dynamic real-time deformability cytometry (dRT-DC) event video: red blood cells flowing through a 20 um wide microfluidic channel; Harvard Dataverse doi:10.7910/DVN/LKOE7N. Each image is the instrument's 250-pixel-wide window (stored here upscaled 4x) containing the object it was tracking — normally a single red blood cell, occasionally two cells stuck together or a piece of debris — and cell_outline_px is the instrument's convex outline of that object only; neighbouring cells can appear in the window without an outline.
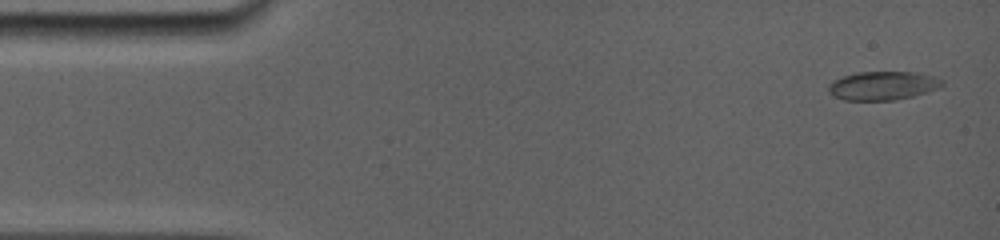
{"species": "common noctule bat (a hibernating species)", "species_latin": "Nyctalus noctula", "temperature_condition": "room temperature", "stored_images_in_passage": 7, "camera_frame_rate_fps": 5000, "um_per_image_px": 0.085, "animal": {"sex": "female", "body_mass_g": 19.0, "forearm_length_mm": 56.7}, "frame": {"image": 1, "passage_image": 1, "time_ms": 0.0, "image_size_px": [1000, 240], "cell_outline_px": [[944, 84], [940, 88], [912, 96], [896, 100], [844, 100], [828, 92], [828, 84], [844, 76], [856, 72], [916, 72], [932, 76], [944, 80]], "centroid_in_image_um": [75.07, 7.28], "position_along_channel_um": 9.9, "area_um2": 18.9}}
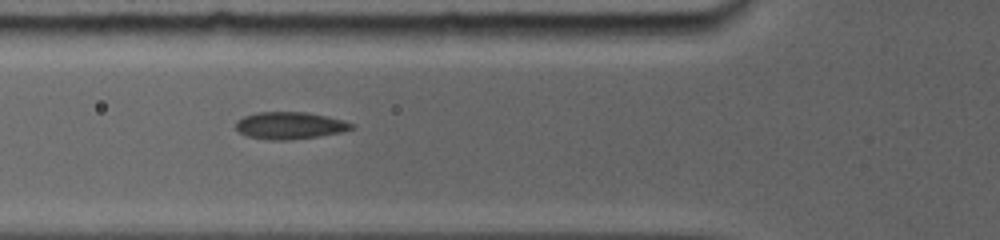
{"frame": {"image": 2, "passage_image": 6, "time_ms": 5.2, "image_size_px": [1000, 240], "cell_outline_px": [[356, 128], [340, 132], [316, 136], [288, 140], [272, 140], [248, 136], [240, 132], [236, 128], [236, 120], [244, 116], [256, 112], [308, 112], [328, 116], [344, 120], [356, 124]], "centroid_in_image_um": [24.67, 10.65], "position_along_channel_um": 101.1, "area_um2": 18.32}}
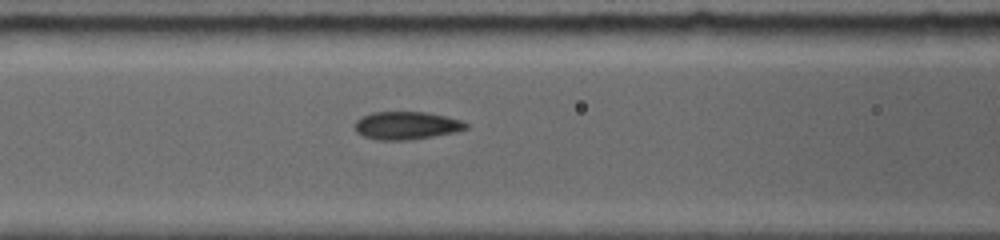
{"frame": {"image": 3, "passage_image": 7, "time_ms": 6.0, "image_size_px": [1000, 240], "cell_outline_px": [[468, 128], [456, 132], [408, 140], [376, 140], [364, 136], [356, 132], [352, 124], [360, 116], [372, 112], [428, 112], [460, 120], [468, 124]], "centroid_in_image_um": [34.49, 10.66], "position_along_channel_um": 132.1, "area_um2": 18.21}}